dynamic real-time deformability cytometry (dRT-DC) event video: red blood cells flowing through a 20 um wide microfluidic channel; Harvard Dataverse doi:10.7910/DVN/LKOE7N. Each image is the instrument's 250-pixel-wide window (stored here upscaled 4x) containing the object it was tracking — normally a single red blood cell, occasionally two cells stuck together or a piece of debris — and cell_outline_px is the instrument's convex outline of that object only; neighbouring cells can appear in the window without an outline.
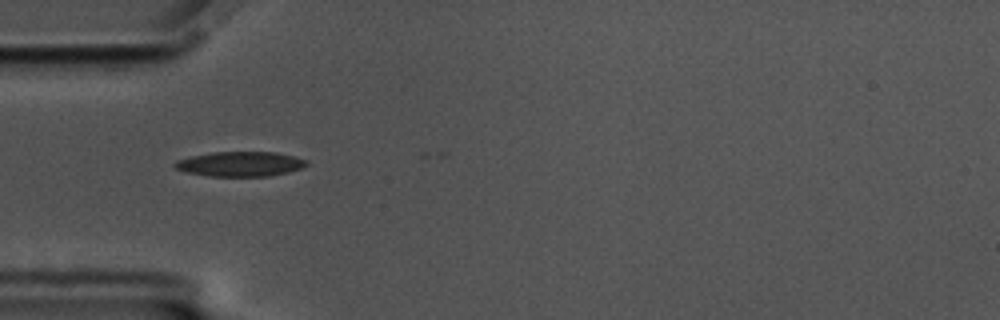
{"species": "common noctule bat (a hibernating species)", "species_latin": "Nyctalus noctula", "temperature_condition": "cold", "stored_images_in_passage": 2, "camera_frame_rate_fps": 3000, "um_per_image_px": 0.085, "animal": {"sex": "male", "body_mass_g": 17.5, "forearm_length_mm": 52.3}, "frame": {"image": 1, "passage_image": 1, "time_ms": 0.0, "image_size_px": [1000, 320], "cell_outline_px": [[308, 164], [300, 168], [288, 172], [268, 176], [208, 176], [184, 172], [176, 168], [172, 164], [176, 160], [192, 156], [212, 152], [276, 152], [308, 160]], "centroid_in_image_um": [20.39, 13.94], "position_along_channel_um": 64.6, "area_um2": 19.02}}